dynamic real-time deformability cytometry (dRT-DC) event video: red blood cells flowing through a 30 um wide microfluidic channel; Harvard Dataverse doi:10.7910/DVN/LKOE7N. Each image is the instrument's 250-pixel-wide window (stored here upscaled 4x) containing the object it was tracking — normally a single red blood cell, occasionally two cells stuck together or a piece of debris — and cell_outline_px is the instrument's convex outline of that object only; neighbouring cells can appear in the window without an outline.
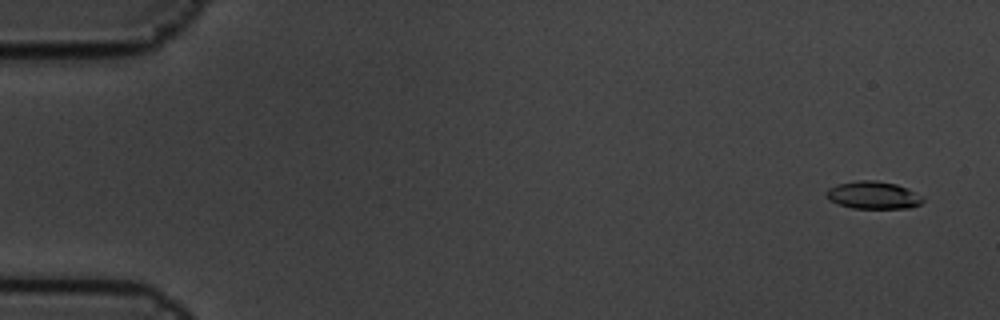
{"species": "common noctule bat (a hibernating species)", "species_latin": "Nyctalus noctula", "temperature_condition": "cold", "stored_images_in_passage": 5, "camera_frame_rate_fps": 3000, "um_per_image_px": 0.085, "animal": {"sex": "male", "body_mass_g": 19.5, "forearm_length_mm": 54.6}, "frame": {"image": 1, "passage_image": 1, "time_ms": 0.0, "image_size_px": [1000, 320], "cell_outline_px": [[924, 200], [920, 204], [912, 208], [852, 208], [828, 200], [824, 192], [828, 188], [836, 184], [856, 180], [876, 180], [896, 184], [908, 188], [924, 196]], "centroid_in_image_um": [74.23, 16.58], "position_along_channel_um": 10.8, "area_um2": 15.78}}
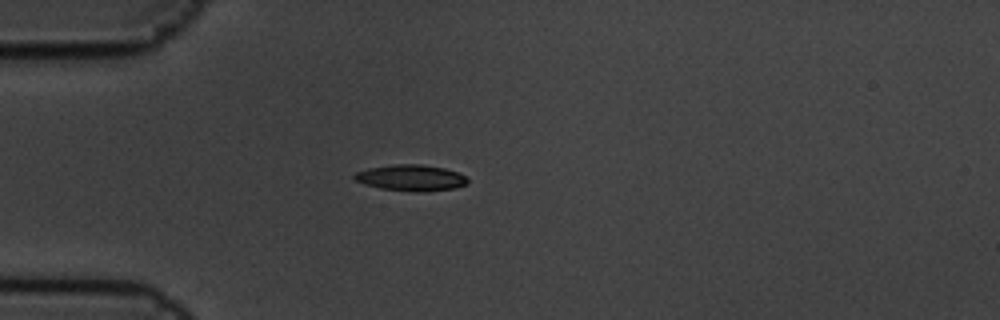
{"frame": {"image": 2, "passage_image": 5, "time_ms": 1.333, "image_size_px": [1000, 320], "cell_outline_px": [[468, 184], [456, 188], [424, 192], [412, 192], [380, 188], [364, 184], [356, 180], [352, 176], [356, 172], [368, 168], [392, 164], [420, 164], [444, 168], [468, 176]], "centroid_in_image_um": [34.96, 15.12], "position_along_channel_um": 50.0, "area_um2": 17.46}}